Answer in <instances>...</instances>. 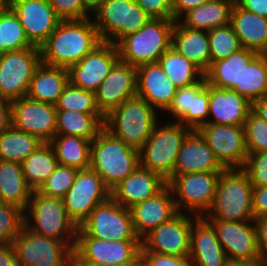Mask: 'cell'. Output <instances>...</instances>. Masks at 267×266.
<instances>
[{"instance_id": "obj_1", "label": "cell", "mask_w": 267, "mask_h": 266, "mask_svg": "<svg viewBox=\"0 0 267 266\" xmlns=\"http://www.w3.org/2000/svg\"><path fill=\"white\" fill-rule=\"evenodd\" d=\"M92 17L61 20L39 47L41 63L69 69L101 43Z\"/></svg>"}, {"instance_id": "obj_2", "label": "cell", "mask_w": 267, "mask_h": 266, "mask_svg": "<svg viewBox=\"0 0 267 266\" xmlns=\"http://www.w3.org/2000/svg\"><path fill=\"white\" fill-rule=\"evenodd\" d=\"M140 165L139 150L103 128L91 141L90 169L112 190Z\"/></svg>"}, {"instance_id": "obj_3", "label": "cell", "mask_w": 267, "mask_h": 266, "mask_svg": "<svg viewBox=\"0 0 267 266\" xmlns=\"http://www.w3.org/2000/svg\"><path fill=\"white\" fill-rule=\"evenodd\" d=\"M253 185L242 169L221 172L213 204L203 216L233 222H254Z\"/></svg>"}, {"instance_id": "obj_4", "label": "cell", "mask_w": 267, "mask_h": 266, "mask_svg": "<svg viewBox=\"0 0 267 266\" xmlns=\"http://www.w3.org/2000/svg\"><path fill=\"white\" fill-rule=\"evenodd\" d=\"M159 115L147 101L136 96L112 110L105 117L104 128L128 146L140 150L162 119Z\"/></svg>"}, {"instance_id": "obj_5", "label": "cell", "mask_w": 267, "mask_h": 266, "mask_svg": "<svg viewBox=\"0 0 267 266\" xmlns=\"http://www.w3.org/2000/svg\"><path fill=\"white\" fill-rule=\"evenodd\" d=\"M161 117L139 150V159L141 167L158 173L168 183L173 178L182 142L192 130L178 122L165 123L163 116Z\"/></svg>"}, {"instance_id": "obj_6", "label": "cell", "mask_w": 267, "mask_h": 266, "mask_svg": "<svg viewBox=\"0 0 267 266\" xmlns=\"http://www.w3.org/2000/svg\"><path fill=\"white\" fill-rule=\"evenodd\" d=\"M173 19H150L139 31L123 38L116 46L122 62L138 67L158 62L171 48Z\"/></svg>"}, {"instance_id": "obj_7", "label": "cell", "mask_w": 267, "mask_h": 266, "mask_svg": "<svg viewBox=\"0 0 267 266\" xmlns=\"http://www.w3.org/2000/svg\"><path fill=\"white\" fill-rule=\"evenodd\" d=\"M24 226L63 243H76L78 227L69 218L63 199L44 196L37 190L24 211Z\"/></svg>"}, {"instance_id": "obj_8", "label": "cell", "mask_w": 267, "mask_h": 266, "mask_svg": "<svg viewBox=\"0 0 267 266\" xmlns=\"http://www.w3.org/2000/svg\"><path fill=\"white\" fill-rule=\"evenodd\" d=\"M92 19L101 41L117 45L139 31L151 17L135 0H105Z\"/></svg>"}, {"instance_id": "obj_9", "label": "cell", "mask_w": 267, "mask_h": 266, "mask_svg": "<svg viewBox=\"0 0 267 266\" xmlns=\"http://www.w3.org/2000/svg\"><path fill=\"white\" fill-rule=\"evenodd\" d=\"M221 172L175 175L167 185L173 192L178 212L204 216L213 204Z\"/></svg>"}, {"instance_id": "obj_10", "label": "cell", "mask_w": 267, "mask_h": 266, "mask_svg": "<svg viewBox=\"0 0 267 266\" xmlns=\"http://www.w3.org/2000/svg\"><path fill=\"white\" fill-rule=\"evenodd\" d=\"M77 236H90L101 240H140L136 235L130 209L112 197L97 205L78 227Z\"/></svg>"}, {"instance_id": "obj_11", "label": "cell", "mask_w": 267, "mask_h": 266, "mask_svg": "<svg viewBox=\"0 0 267 266\" xmlns=\"http://www.w3.org/2000/svg\"><path fill=\"white\" fill-rule=\"evenodd\" d=\"M74 246L36 234L25 226L13 242L20 266H72Z\"/></svg>"}, {"instance_id": "obj_12", "label": "cell", "mask_w": 267, "mask_h": 266, "mask_svg": "<svg viewBox=\"0 0 267 266\" xmlns=\"http://www.w3.org/2000/svg\"><path fill=\"white\" fill-rule=\"evenodd\" d=\"M40 64V48L0 53V99L12 102L26 96Z\"/></svg>"}, {"instance_id": "obj_13", "label": "cell", "mask_w": 267, "mask_h": 266, "mask_svg": "<svg viewBox=\"0 0 267 266\" xmlns=\"http://www.w3.org/2000/svg\"><path fill=\"white\" fill-rule=\"evenodd\" d=\"M111 197V190L92 169L78 170L63 202L69 218L79 227L93 209Z\"/></svg>"}, {"instance_id": "obj_14", "label": "cell", "mask_w": 267, "mask_h": 266, "mask_svg": "<svg viewBox=\"0 0 267 266\" xmlns=\"http://www.w3.org/2000/svg\"><path fill=\"white\" fill-rule=\"evenodd\" d=\"M206 220L214 228L228 261L246 262L257 266L263 262L258 249L254 222Z\"/></svg>"}, {"instance_id": "obj_15", "label": "cell", "mask_w": 267, "mask_h": 266, "mask_svg": "<svg viewBox=\"0 0 267 266\" xmlns=\"http://www.w3.org/2000/svg\"><path fill=\"white\" fill-rule=\"evenodd\" d=\"M141 240H101L76 236L72 262L138 264Z\"/></svg>"}, {"instance_id": "obj_16", "label": "cell", "mask_w": 267, "mask_h": 266, "mask_svg": "<svg viewBox=\"0 0 267 266\" xmlns=\"http://www.w3.org/2000/svg\"><path fill=\"white\" fill-rule=\"evenodd\" d=\"M197 217L191 213L179 212L146 234L141 239V247L157 254L189 257L190 231Z\"/></svg>"}, {"instance_id": "obj_17", "label": "cell", "mask_w": 267, "mask_h": 266, "mask_svg": "<svg viewBox=\"0 0 267 266\" xmlns=\"http://www.w3.org/2000/svg\"><path fill=\"white\" fill-rule=\"evenodd\" d=\"M225 169H242L248 153L243 126L206 123L196 130Z\"/></svg>"}, {"instance_id": "obj_18", "label": "cell", "mask_w": 267, "mask_h": 266, "mask_svg": "<svg viewBox=\"0 0 267 266\" xmlns=\"http://www.w3.org/2000/svg\"><path fill=\"white\" fill-rule=\"evenodd\" d=\"M55 105L33 100L27 96L11 102L12 127L49 143L56 135Z\"/></svg>"}, {"instance_id": "obj_19", "label": "cell", "mask_w": 267, "mask_h": 266, "mask_svg": "<svg viewBox=\"0 0 267 266\" xmlns=\"http://www.w3.org/2000/svg\"><path fill=\"white\" fill-rule=\"evenodd\" d=\"M119 60L117 46L102 41L68 69L69 81L76 87L95 93Z\"/></svg>"}, {"instance_id": "obj_20", "label": "cell", "mask_w": 267, "mask_h": 266, "mask_svg": "<svg viewBox=\"0 0 267 266\" xmlns=\"http://www.w3.org/2000/svg\"><path fill=\"white\" fill-rule=\"evenodd\" d=\"M7 5L18 16L29 42L36 47L47 40L61 21L48 0H8Z\"/></svg>"}, {"instance_id": "obj_21", "label": "cell", "mask_w": 267, "mask_h": 266, "mask_svg": "<svg viewBox=\"0 0 267 266\" xmlns=\"http://www.w3.org/2000/svg\"><path fill=\"white\" fill-rule=\"evenodd\" d=\"M137 96V68L118 61L95 92L96 105L106 117L127 99Z\"/></svg>"}, {"instance_id": "obj_22", "label": "cell", "mask_w": 267, "mask_h": 266, "mask_svg": "<svg viewBox=\"0 0 267 266\" xmlns=\"http://www.w3.org/2000/svg\"><path fill=\"white\" fill-rule=\"evenodd\" d=\"M129 209L135 233L140 240L151 230L179 213L173 192L168 185L156 196L139 202Z\"/></svg>"}, {"instance_id": "obj_23", "label": "cell", "mask_w": 267, "mask_h": 266, "mask_svg": "<svg viewBox=\"0 0 267 266\" xmlns=\"http://www.w3.org/2000/svg\"><path fill=\"white\" fill-rule=\"evenodd\" d=\"M136 68L137 96L147 101L160 114L164 113L172 104L177 87L158 62L146 63Z\"/></svg>"}, {"instance_id": "obj_24", "label": "cell", "mask_w": 267, "mask_h": 266, "mask_svg": "<svg viewBox=\"0 0 267 266\" xmlns=\"http://www.w3.org/2000/svg\"><path fill=\"white\" fill-rule=\"evenodd\" d=\"M167 186L158 173L140 165L111 190V197L125 208L156 196Z\"/></svg>"}, {"instance_id": "obj_25", "label": "cell", "mask_w": 267, "mask_h": 266, "mask_svg": "<svg viewBox=\"0 0 267 266\" xmlns=\"http://www.w3.org/2000/svg\"><path fill=\"white\" fill-rule=\"evenodd\" d=\"M208 123L243 126L252 103L233 89H221L209 84Z\"/></svg>"}, {"instance_id": "obj_26", "label": "cell", "mask_w": 267, "mask_h": 266, "mask_svg": "<svg viewBox=\"0 0 267 266\" xmlns=\"http://www.w3.org/2000/svg\"><path fill=\"white\" fill-rule=\"evenodd\" d=\"M189 258L192 266H225L228 262L214 228L203 216L193 221Z\"/></svg>"}, {"instance_id": "obj_27", "label": "cell", "mask_w": 267, "mask_h": 266, "mask_svg": "<svg viewBox=\"0 0 267 266\" xmlns=\"http://www.w3.org/2000/svg\"><path fill=\"white\" fill-rule=\"evenodd\" d=\"M206 141L192 130L183 140L174 167L173 177L197 172L224 171Z\"/></svg>"}, {"instance_id": "obj_28", "label": "cell", "mask_w": 267, "mask_h": 266, "mask_svg": "<svg viewBox=\"0 0 267 266\" xmlns=\"http://www.w3.org/2000/svg\"><path fill=\"white\" fill-rule=\"evenodd\" d=\"M171 48L195 64L203 73L210 67L209 38L206 30L191 29L175 21Z\"/></svg>"}, {"instance_id": "obj_29", "label": "cell", "mask_w": 267, "mask_h": 266, "mask_svg": "<svg viewBox=\"0 0 267 266\" xmlns=\"http://www.w3.org/2000/svg\"><path fill=\"white\" fill-rule=\"evenodd\" d=\"M230 24L243 48L267 54V18L249 12L235 2Z\"/></svg>"}, {"instance_id": "obj_30", "label": "cell", "mask_w": 267, "mask_h": 266, "mask_svg": "<svg viewBox=\"0 0 267 266\" xmlns=\"http://www.w3.org/2000/svg\"><path fill=\"white\" fill-rule=\"evenodd\" d=\"M260 53L242 48L223 60L215 61L204 73L206 83L221 89H234L240 86L243 71Z\"/></svg>"}, {"instance_id": "obj_31", "label": "cell", "mask_w": 267, "mask_h": 266, "mask_svg": "<svg viewBox=\"0 0 267 266\" xmlns=\"http://www.w3.org/2000/svg\"><path fill=\"white\" fill-rule=\"evenodd\" d=\"M69 82L68 69L41 63L33 74L26 96L36 101L56 105Z\"/></svg>"}, {"instance_id": "obj_32", "label": "cell", "mask_w": 267, "mask_h": 266, "mask_svg": "<svg viewBox=\"0 0 267 266\" xmlns=\"http://www.w3.org/2000/svg\"><path fill=\"white\" fill-rule=\"evenodd\" d=\"M235 0H210L186 12L178 21L191 29L212 30L230 24Z\"/></svg>"}, {"instance_id": "obj_33", "label": "cell", "mask_w": 267, "mask_h": 266, "mask_svg": "<svg viewBox=\"0 0 267 266\" xmlns=\"http://www.w3.org/2000/svg\"><path fill=\"white\" fill-rule=\"evenodd\" d=\"M32 193L21 164L0 160V202L16 205L25 211Z\"/></svg>"}, {"instance_id": "obj_34", "label": "cell", "mask_w": 267, "mask_h": 266, "mask_svg": "<svg viewBox=\"0 0 267 266\" xmlns=\"http://www.w3.org/2000/svg\"><path fill=\"white\" fill-rule=\"evenodd\" d=\"M104 122L102 114L57 110L56 135L78 136L92 141L104 128Z\"/></svg>"}, {"instance_id": "obj_35", "label": "cell", "mask_w": 267, "mask_h": 266, "mask_svg": "<svg viewBox=\"0 0 267 266\" xmlns=\"http://www.w3.org/2000/svg\"><path fill=\"white\" fill-rule=\"evenodd\" d=\"M49 144L59 165L77 170L89 169L91 141L78 136L55 135Z\"/></svg>"}, {"instance_id": "obj_36", "label": "cell", "mask_w": 267, "mask_h": 266, "mask_svg": "<svg viewBox=\"0 0 267 266\" xmlns=\"http://www.w3.org/2000/svg\"><path fill=\"white\" fill-rule=\"evenodd\" d=\"M21 166L27 184L34 191L49 178L58 166V161L53 147L49 143H42L21 163Z\"/></svg>"}, {"instance_id": "obj_37", "label": "cell", "mask_w": 267, "mask_h": 266, "mask_svg": "<svg viewBox=\"0 0 267 266\" xmlns=\"http://www.w3.org/2000/svg\"><path fill=\"white\" fill-rule=\"evenodd\" d=\"M158 63L177 88L191 86L204 77V73L195 64L173 48L167 50Z\"/></svg>"}, {"instance_id": "obj_38", "label": "cell", "mask_w": 267, "mask_h": 266, "mask_svg": "<svg viewBox=\"0 0 267 266\" xmlns=\"http://www.w3.org/2000/svg\"><path fill=\"white\" fill-rule=\"evenodd\" d=\"M42 143L36 136L11 126L0 133V160L21 164Z\"/></svg>"}, {"instance_id": "obj_39", "label": "cell", "mask_w": 267, "mask_h": 266, "mask_svg": "<svg viewBox=\"0 0 267 266\" xmlns=\"http://www.w3.org/2000/svg\"><path fill=\"white\" fill-rule=\"evenodd\" d=\"M250 103L267 96V54H259L240 76V86L233 89Z\"/></svg>"}, {"instance_id": "obj_40", "label": "cell", "mask_w": 267, "mask_h": 266, "mask_svg": "<svg viewBox=\"0 0 267 266\" xmlns=\"http://www.w3.org/2000/svg\"><path fill=\"white\" fill-rule=\"evenodd\" d=\"M33 46L27 39L18 16L6 5L0 11V53L18 51Z\"/></svg>"}, {"instance_id": "obj_41", "label": "cell", "mask_w": 267, "mask_h": 266, "mask_svg": "<svg viewBox=\"0 0 267 266\" xmlns=\"http://www.w3.org/2000/svg\"><path fill=\"white\" fill-rule=\"evenodd\" d=\"M210 64L226 59L243 47L231 24L213 28L208 31Z\"/></svg>"}, {"instance_id": "obj_42", "label": "cell", "mask_w": 267, "mask_h": 266, "mask_svg": "<svg viewBox=\"0 0 267 266\" xmlns=\"http://www.w3.org/2000/svg\"><path fill=\"white\" fill-rule=\"evenodd\" d=\"M57 110H73L88 114H101L97 108L95 93L72 85L70 82L59 96Z\"/></svg>"}, {"instance_id": "obj_43", "label": "cell", "mask_w": 267, "mask_h": 266, "mask_svg": "<svg viewBox=\"0 0 267 266\" xmlns=\"http://www.w3.org/2000/svg\"><path fill=\"white\" fill-rule=\"evenodd\" d=\"M24 227V210L0 202V244H13Z\"/></svg>"}, {"instance_id": "obj_44", "label": "cell", "mask_w": 267, "mask_h": 266, "mask_svg": "<svg viewBox=\"0 0 267 266\" xmlns=\"http://www.w3.org/2000/svg\"><path fill=\"white\" fill-rule=\"evenodd\" d=\"M77 173L75 168L58 164L37 191L47 197L63 199L73 185Z\"/></svg>"}, {"instance_id": "obj_45", "label": "cell", "mask_w": 267, "mask_h": 266, "mask_svg": "<svg viewBox=\"0 0 267 266\" xmlns=\"http://www.w3.org/2000/svg\"><path fill=\"white\" fill-rule=\"evenodd\" d=\"M209 84L205 83L193 96L191 109L178 121L190 128L197 130L200 126L208 123L209 118Z\"/></svg>"}, {"instance_id": "obj_46", "label": "cell", "mask_w": 267, "mask_h": 266, "mask_svg": "<svg viewBox=\"0 0 267 266\" xmlns=\"http://www.w3.org/2000/svg\"><path fill=\"white\" fill-rule=\"evenodd\" d=\"M248 154L267 150V122L252 110L243 125Z\"/></svg>"}, {"instance_id": "obj_47", "label": "cell", "mask_w": 267, "mask_h": 266, "mask_svg": "<svg viewBox=\"0 0 267 266\" xmlns=\"http://www.w3.org/2000/svg\"><path fill=\"white\" fill-rule=\"evenodd\" d=\"M206 83L205 78L203 77L199 82L188 86L177 88L176 94L174 96L172 104L169 108L163 113L167 116L164 118L165 121L171 119V122H178L187 112L188 109H191L192 96ZM167 113V114H166ZM172 117V118H171Z\"/></svg>"}, {"instance_id": "obj_48", "label": "cell", "mask_w": 267, "mask_h": 266, "mask_svg": "<svg viewBox=\"0 0 267 266\" xmlns=\"http://www.w3.org/2000/svg\"><path fill=\"white\" fill-rule=\"evenodd\" d=\"M242 170L253 186H267V150L248 154Z\"/></svg>"}, {"instance_id": "obj_49", "label": "cell", "mask_w": 267, "mask_h": 266, "mask_svg": "<svg viewBox=\"0 0 267 266\" xmlns=\"http://www.w3.org/2000/svg\"><path fill=\"white\" fill-rule=\"evenodd\" d=\"M61 20H83L92 15L85 9L82 0H48Z\"/></svg>"}, {"instance_id": "obj_50", "label": "cell", "mask_w": 267, "mask_h": 266, "mask_svg": "<svg viewBox=\"0 0 267 266\" xmlns=\"http://www.w3.org/2000/svg\"><path fill=\"white\" fill-rule=\"evenodd\" d=\"M138 266H192L189 257L157 254L140 248Z\"/></svg>"}, {"instance_id": "obj_51", "label": "cell", "mask_w": 267, "mask_h": 266, "mask_svg": "<svg viewBox=\"0 0 267 266\" xmlns=\"http://www.w3.org/2000/svg\"><path fill=\"white\" fill-rule=\"evenodd\" d=\"M152 19H173L172 0H135Z\"/></svg>"}, {"instance_id": "obj_52", "label": "cell", "mask_w": 267, "mask_h": 266, "mask_svg": "<svg viewBox=\"0 0 267 266\" xmlns=\"http://www.w3.org/2000/svg\"><path fill=\"white\" fill-rule=\"evenodd\" d=\"M252 202L255 219L267 216V186H253Z\"/></svg>"}, {"instance_id": "obj_53", "label": "cell", "mask_w": 267, "mask_h": 266, "mask_svg": "<svg viewBox=\"0 0 267 266\" xmlns=\"http://www.w3.org/2000/svg\"><path fill=\"white\" fill-rule=\"evenodd\" d=\"M257 234V243L260 255L264 260H267V216L254 220Z\"/></svg>"}, {"instance_id": "obj_54", "label": "cell", "mask_w": 267, "mask_h": 266, "mask_svg": "<svg viewBox=\"0 0 267 266\" xmlns=\"http://www.w3.org/2000/svg\"><path fill=\"white\" fill-rule=\"evenodd\" d=\"M210 0H172L173 20L178 21L186 12Z\"/></svg>"}, {"instance_id": "obj_55", "label": "cell", "mask_w": 267, "mask_h": 266, "mask_svg": "<svg viewBox=\"0 0 267 266\" xmlns=\"http://www.w3.org/2000/svg\"><path fill=\"white\" fill-rule=\"evenodd\" d=\"M243 9L267 18V0H235Z\"/></svg>"}, {"instance_id": "obj_56", "label": "cell", "mask_w": 267, "mask_h": 266, "mask_svg": "<svg viewBox=\"0 0 267 266\" xmlns=\"http://www.w3.org/2000/svg\"><path fill=\"white\" fill-rule=\"evenodd\" d=\"M0 266H20L13 244H0Z\"/></svg>"}, {"instance_id": "obj_57", "label": "cell", "mask_w": 267, "mask_h": 266, "mask_svg": "<svg viewBox=\"0 0 267 266\" xmlns=\"http://www.w3.org/2000/svg\"><path fill=\"white\" fill-rule=\"evenodd\" d=\"M12 126L11 102L0 99V133Z\"/></svg>"}, {"instance_id": "obj_58", "label": "cell", "mask_w": 267, "mask_h": 266, "mask_svg": "<svg viewBox=\"0 0 267 266\" xmlns=\"http://www.w3.org/2000/svg\"><path fill=\"white\" fill-rule=\"evenodd\" d=\"M252 111L267 122V96L254 101Z\"/></svg>"}, {"instance_id": "obj_59", "label": "cell", "mask_w": 267, "mask_h": 266, "mask_svg": "<svg viewBox=\"0 0 267 266\" xmlns=\"http://www.w3.org/2000/svg\"><path fill=\"white\" fill-rule=\"evenodd\" d=\"M85 9L92 15L105 0H82Z\"/></svg>"}, {"instance_id": "obj_60", "label": "cell", "mask_w": 267, "mask_h": 266, "mask_svg": "<svg viewBox=\"0 0 267 266\" xmlns=\"http://www.w3.org/2000/svg\"><path fill=\"white\" fill-rule=\"evenodd\" d=\"M72 266H138V264H104L96 262H72Z\"/></svg>"}, {"instance_id": "obj_61", "label": "cell", "mask_w": 267, "mask_h": 266, "mask_svg": "<svg viewBox=\"0 0 267 266\" xmlns=\"http://www.w3.org/2000/svg\"><path fill=\"white\" fill-rule=\"evenodd\" d=\"M225 266H257V265H252L246 262H236V261H228Z\"/></svg>"}, {"instance_id": "obj_62", "label": "cell", "mask_w": 267, "mask_h": 266, "mask_svg": "<svg viewBox=\"0 0 267 266\" xmlns=\"http://www.w3.org/2000/svg\"><path fill=\"white\" fill-rule=\"evenodd\" d=\"M7 5L6 0H0V11Z\"/></svg>"}, {"instance_id": "obj_63", "label": "cell", "mask_w": 267, "mask_h": 266, "mask_svg": "<svg viewBox=\"0 0 267 266\" xmlns=\"http://www.w3.org/2000/svg\"><path fill=\"white\" fill-rule=\"evenodd\" d=\"M259 266H267V260H264Z\"/></svg>"}]
</instances>
